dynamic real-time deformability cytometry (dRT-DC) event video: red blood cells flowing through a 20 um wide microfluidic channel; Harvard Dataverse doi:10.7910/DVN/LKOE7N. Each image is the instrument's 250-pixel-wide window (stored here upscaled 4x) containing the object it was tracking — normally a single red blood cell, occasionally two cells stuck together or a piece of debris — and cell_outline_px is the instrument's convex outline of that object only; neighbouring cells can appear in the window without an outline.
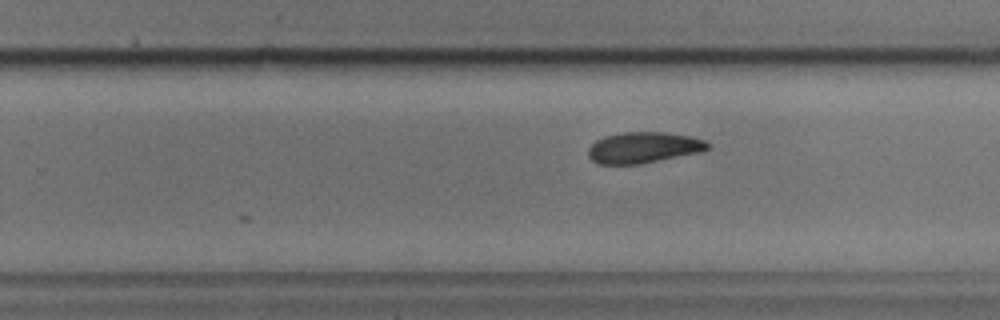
{"species": "common noctule bat (a hibernating species)", "species_latin": "Nyctalus noctula", "temperature_condition": "cold", "stored_images_in_passage": 23, "camera_frame_rate_fps": 3000, "um_per_image_px": 0.085, "animal": {"sex": "male", "body_mass_g": 17.9, "forearm_length_mm": 54.2}, "frame": {"image": 1, "passage_image": 23, "time_ms": 7.333, "image_size_px": [1000, 320], "cell_outline_px": [[712, 148], [700, 152], [640, 164], [596, 164], [588, 156], [588, 148], [596, 140], [604, 136], [624, 132], [664, 132], [692, 136], [704, 140], [712, 144]], "centroid_in_image_um": [54.72, 12.54], "position_along_channel_um": 275.1, "area_um2": 21.79}}